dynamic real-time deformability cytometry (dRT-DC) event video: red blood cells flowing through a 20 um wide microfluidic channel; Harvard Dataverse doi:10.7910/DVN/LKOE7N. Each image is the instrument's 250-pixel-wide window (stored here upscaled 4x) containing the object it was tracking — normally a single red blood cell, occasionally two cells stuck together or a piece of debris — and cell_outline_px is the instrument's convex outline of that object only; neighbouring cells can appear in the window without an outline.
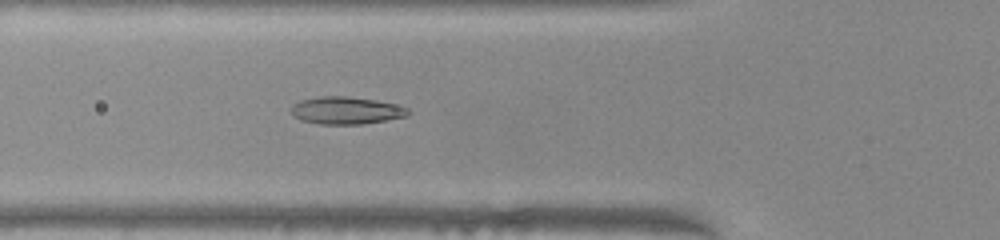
{"species": "common noctule bat (a hibernating species)", "species_latin": "Nyctalus noctula", "temperature_condition": "warm", "stored_images_in_passage": 49, "camera_frame_rate_fps": 3000, "um_per_image_px": 0.085, "animal": {"sex": "female", "body_mass_g": 22.0, "forearm_length_mm": 56.7}, "frame": {"image": 1, "passage_image": 17, "time_ms": 5.333, "image_size_px": [1000, 240], "cell_outline_px": [[412, 112], [408, 116], [364, 124], [320, 124], [300, 120], [292, 116], [292, 104], [300, 100], [320, 96], [348, 96], [376, 100], [408, 108]], "centroid_in_image_um": [29.41, 9.39], "position_along_channel_um": 96.4, "area_um2": 18.79}}
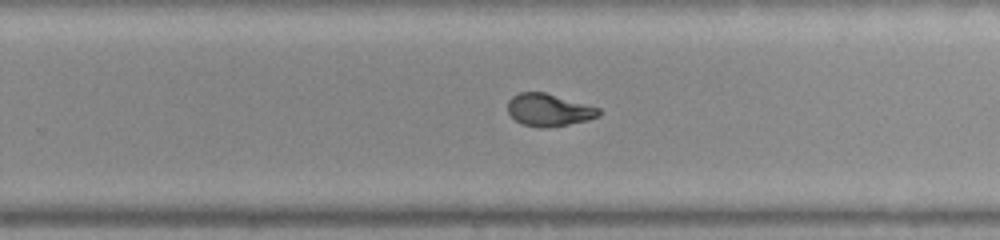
{"frame": {"image": 2, "passage_image": 31, "time_ms": 10.0, "image_size_px": [1000, 240], "cell_outline_px": [[600, 116], [588, 120], [548, 128], [540, 128], [520, 124], [508, 112], [508, 100], [512, 96], [520, 92], [544, 92], [600, 108]], "centroid_in_image_um": [46.64, 9.35], "position_along_channel_um": 283.2, "area_um2": 17.22}}
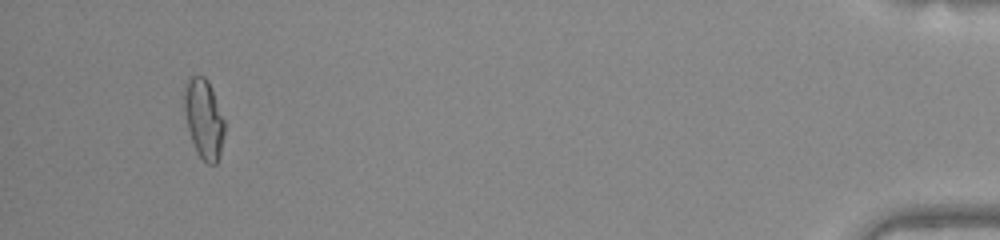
{"frame": {"image": 3, "passage_image": 47, "time_ms": 15.333, "image_size_px": [1000, 240], "cell_outline_px": [[224, 136], [220, 156], [216, 164], [208, 164], [196, 152], [188, 128], [184, 108], [184, 84], [188, 76], [204, 76], [208, 80], [212, 88], [224, 120]], "centroid_in_image_um": [17.32, 10.07], "position_along_channel_um": 417.9, "area_um2": 18.73}, "authors_computed_cell_mechanics": {"area_um2": 18.1492, "velocity_mm_per_s": 4.0125, "shape_relaxation_time_tau1_ms": null, "shape_relaxation_time_tau2_ms": 0.9343, "deformation_change_tau1": null, "deformation_change_tau2": 0.0625}}